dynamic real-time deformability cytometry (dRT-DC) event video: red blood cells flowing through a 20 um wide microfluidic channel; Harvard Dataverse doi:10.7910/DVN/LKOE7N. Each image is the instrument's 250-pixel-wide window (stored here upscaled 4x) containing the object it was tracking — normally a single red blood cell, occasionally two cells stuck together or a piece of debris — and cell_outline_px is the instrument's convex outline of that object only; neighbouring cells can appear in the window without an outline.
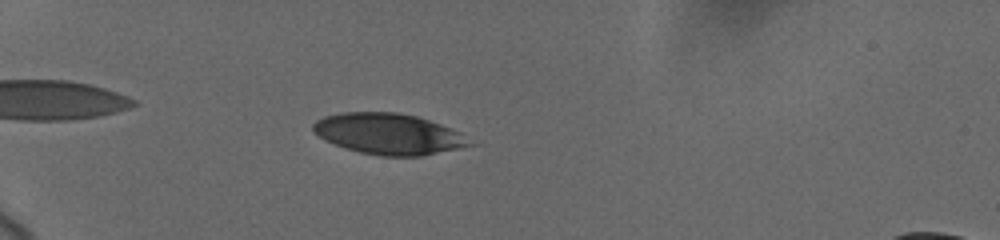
{"species": "human", "species_latin": "Homo sapiens", "temperature_condition": "cold", "stored_images_in_passage": 33, "camera_frame_rate_fps": 3000, "um_per_image_px": 0.085, "donor": {"sex": "female"}, "frame": {"image": 1, "passage_image": 28, "time_ms": 4.333, "image_size_px": [1000, 240], "cell_outline_px": [[480, 144], [420, 156], [380, 156], [360, 152], [344, 148], [324, 140], [312, 128], [312, 124], [316, 120], [324, 116], [340, 112], [396, 112], [416, 116], [440, 124], [460, 132]], "centroid_in_image_um": [33.07, 11.39], "position_along_channel_um": 51.9, "area_um2": 37.57}}